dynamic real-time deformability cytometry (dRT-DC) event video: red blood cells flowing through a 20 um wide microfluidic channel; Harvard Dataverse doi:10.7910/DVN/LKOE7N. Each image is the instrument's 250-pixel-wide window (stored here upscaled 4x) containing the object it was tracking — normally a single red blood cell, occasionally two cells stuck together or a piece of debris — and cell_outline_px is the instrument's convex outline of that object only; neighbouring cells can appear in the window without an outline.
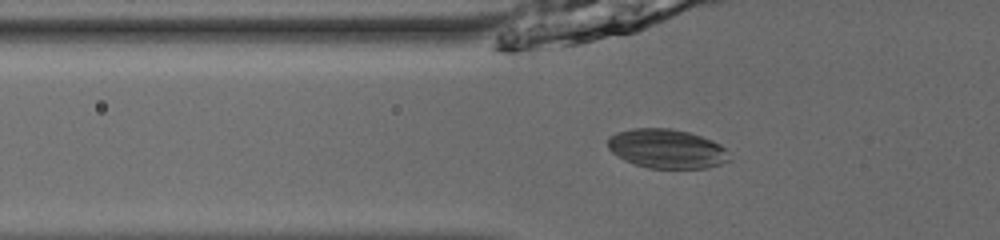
{"species": "common noctule bat (a hibernating species)", "species_latin": "Nyctalus noctula", "temperature_condition": "room temperature", "stored_images_in_passage": 54, "camera_frame_rate_fps": 3000, "um_per_image_px": 0.085, "animal": {"sex": "male", "body_mass_g": 13.0, "forearm_length_mm": 53.1}, "frame": {"image": 1, "passage_image": 21, "time_ms": 6.667, "image_size_px": [1000, 240], "cell_outline_px": [[732, 160], [720, 164], [704, 168], [648, 168], [632, 164], [616, 156], [608, 148], [608, 136], [616, 132], [632, 128], [672, 128], [688, 132], [712, 140], [720, 144], [724, 148]], "centroid_in_image_um": [56.64, 12.64], "position_along_channel_um": 69.2, "area_um2": 27.98}}
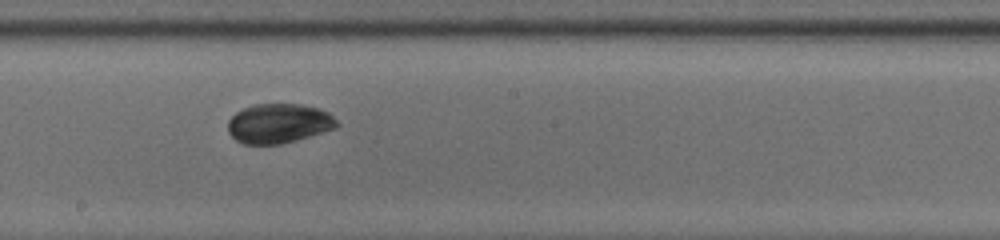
{"frame": {"image": 2, "passage_image": 33, "time_ms": 10.667, "image_size_px": [1000, 240], "cell_outline_px": [[340, 124], [336, 128], [296, 140], [280, 144], [244, 144], [236, 140], [228, 132], [228, 120], [236, 112], [252, 104], [300, 104], [320, 108], [328, 112]], "centroid_in_image_um": [23.69, 10.48], "position_along_channel_um": 224.5, "area_um2": 25.14}}
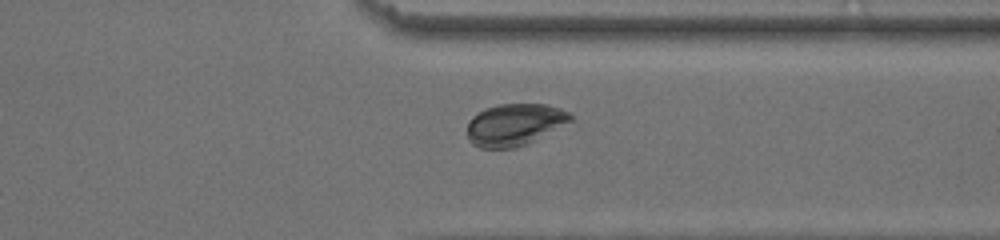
{"frame": {"image": 3, "passage_image": 44, "time_ms": 14.333, "image_size_px": [1000, 240], "cell_outline_px": [[572, 120], [536, 140], [528, 144], [512, 148], [480, 148], [472, 144], [468, 140], [468, 120], [472, 116], [484, 108], [500, 104], [544, 104], [560, 108], [568, 112], [572, 116]], "centroid_in_image_um": [43.71, 10.6], "position_along_channel_um": 367.7, "area_um2": 25.32}, "authors_computed_cell_mechanics": {"area_um2": 28.2064, "velocity_mm_per_s": 3.911, "shape_relaxation_time_tau1_ms": 7.0845, "shape_relaxation_time_tau2_ms": null, "deformation_change_tau1": 0.1058, "deformation_change_tau2": null}}